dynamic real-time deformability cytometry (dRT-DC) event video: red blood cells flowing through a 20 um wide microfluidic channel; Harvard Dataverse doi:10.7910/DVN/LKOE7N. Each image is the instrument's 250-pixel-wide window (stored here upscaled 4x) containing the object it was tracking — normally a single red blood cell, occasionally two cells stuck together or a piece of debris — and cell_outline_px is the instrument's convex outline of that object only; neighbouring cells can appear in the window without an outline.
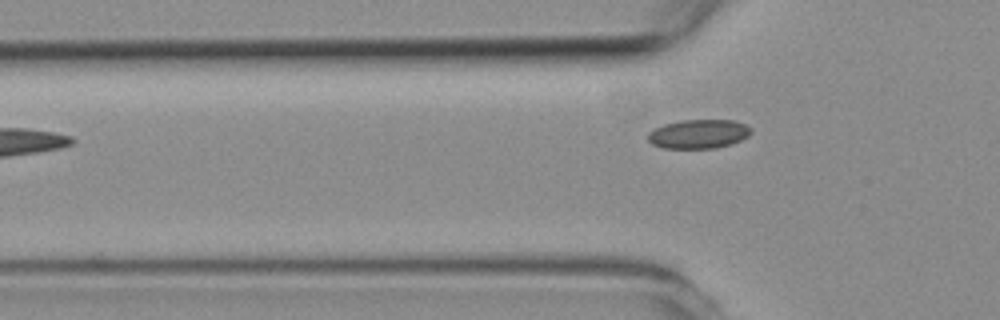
{"species": "common noctule bat (a hibernating species)", "species_latin": "Nyctalus noctula", "temperature_condition": "room temperature", "stored_images_in_passage": 2, "camera_frame_rate_fps": 3000, "um_per_image_px": 0.085, "animal": {"sex": "female", "body_mass_g": 19.3, "forearm_length_mm": 54.1}, "frame": {"image": 1, "passage_image": 2, "time_ms": 2.0, "image_size_px": [1000, 320], "cell_outline_px": [[752, 132], [748, 136], [732, 144], [716, 148], [664, 148], [652, 144], [648, 140], [648, 132], [664, 124], [684, 120], [732, 120], [744, 124], [752, 128]], "centroid_in_image_um": [59.39, 11.39], "position_along_channel_um": 66.4, "area_um2": 17.4}}